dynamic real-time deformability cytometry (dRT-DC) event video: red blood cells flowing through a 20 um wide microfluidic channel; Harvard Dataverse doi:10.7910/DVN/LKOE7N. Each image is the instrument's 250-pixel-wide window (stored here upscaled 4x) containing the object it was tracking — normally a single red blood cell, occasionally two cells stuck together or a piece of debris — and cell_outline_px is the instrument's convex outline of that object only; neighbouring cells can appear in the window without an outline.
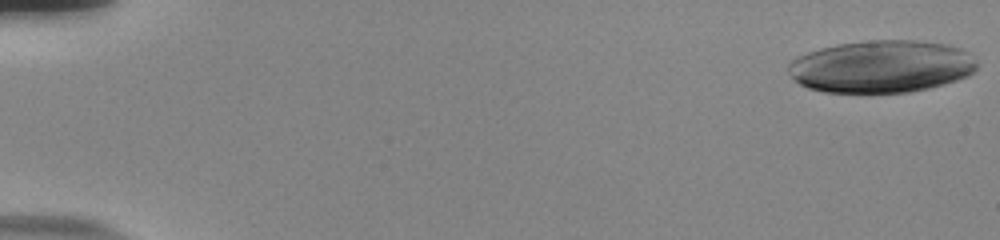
{"species": "human", "species_latin": "Homo sapiens", "temperature_condition": "room temperature", "stored_images_in_passage": 55, "camera_frame_rate_fps": 3000, "um_per_image_px": 0.085, "donor": {"sex": "male"}, "frame": {"image": 1, "passage_image": 1, "time_ms": 0.0, "image_size_px": [1000, 240], "cell_outline_px": [[976, 68], [968, 76], [944, 84], [928, 88], [908, 92], [824, 92], [808, 88], [800, 84], [788, 72], [788, 64], [796, 56], [820, 48], [840, 44], [872, 40], [916, 40], [948, 44], [960, 48], [968, 52], [976, 60]], "centroid_in_image_um": [74.92, 5.65], "position_along_channel_um": 10.1, "area_um2": 57.57}}
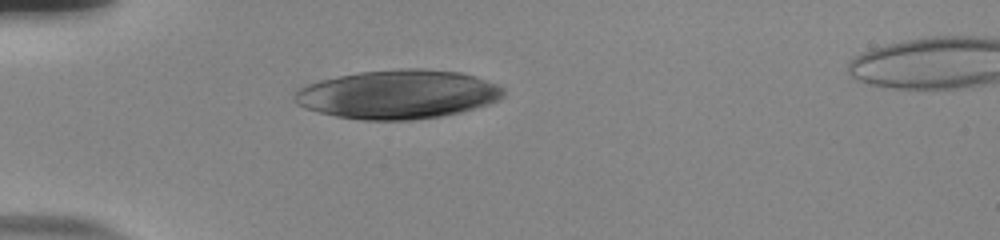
{"frame": {"image": 2, "passage_image": 17, "time_ms": 5.333, "image_size_px": [1000, 240], "cell_outline_px": [[504, 96], [500, 100], [488, 104], [460, 112], [440, 116], [412, 120], [364, 120], [336, 116], [304, 108], [296, 104], [292, 100], [292, 96], [300, 88], [308, 84], [320, 80], [360, 72], [400, 68], [420, 68], [460, 72], [496, 84], [504, 88]], "centroid_in_image_um": [33.81, 8.02], "position_along_channel_um": 51.2, "area_um2": 59.42}}
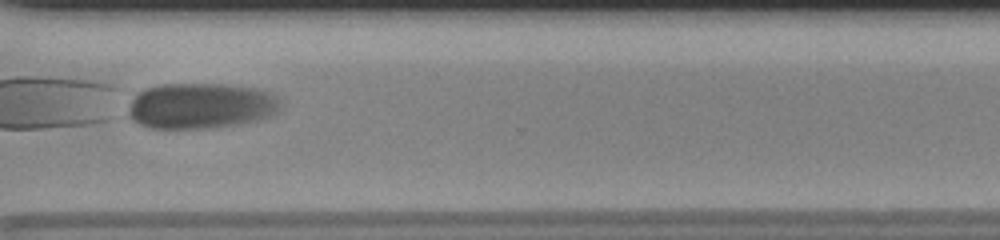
{"frame": {"image": 3, "passage_image": 44, "time_ms": 14.333, "image_size_px": [1000, 240], "cell_outline_px": [[284, 104], [272, 116], [260, 120], [216, 128], [148, 128], [132, 120], [128, 116], [128, 112], [132, 100], [136, 92], [160, 84], [224, 84], [256, 88], [268, 92], [276, 96]], "centroid_in_image_um": [17.09, 9.0], "position_along_channel_um": 353.5, "area_um2": 40.98}}